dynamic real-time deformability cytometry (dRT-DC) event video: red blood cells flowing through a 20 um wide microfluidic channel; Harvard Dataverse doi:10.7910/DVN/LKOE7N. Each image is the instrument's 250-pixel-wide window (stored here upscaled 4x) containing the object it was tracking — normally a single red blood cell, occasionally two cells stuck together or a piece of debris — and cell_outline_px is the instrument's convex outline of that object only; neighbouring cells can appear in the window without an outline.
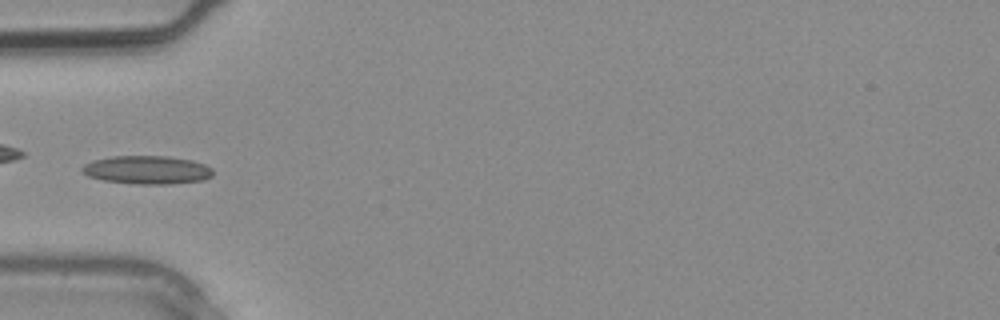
{"species": "common noctule bat (a hibernating species)", "species_latin": "Nyctalus noctula", "temperature_condition": "warm", "stored_images_in_passage": 3, "camera_frame_rate_fps": 3000, "um_per_image_px": 0.085, "animal": {"sex": "male", "body_mass_g": 20.4}, "frame": {"image": 1, "passage_image": 3, "time_ms": 0.667, "image_size_px": [1000, 320], "cell_outline_px": [[212, 176], [204, 180], [168, 184], [136, 184], [104, 180], [88, 176], [80, 168], [84, 164], [92, 160], [112, 156], [168, 156], [192, 160], [204, 164], [212, 168]], "centroid_in_image_um": [12.5, 14.43], "position_along_channel_um": 72.5, "area_um2": 21.62}}